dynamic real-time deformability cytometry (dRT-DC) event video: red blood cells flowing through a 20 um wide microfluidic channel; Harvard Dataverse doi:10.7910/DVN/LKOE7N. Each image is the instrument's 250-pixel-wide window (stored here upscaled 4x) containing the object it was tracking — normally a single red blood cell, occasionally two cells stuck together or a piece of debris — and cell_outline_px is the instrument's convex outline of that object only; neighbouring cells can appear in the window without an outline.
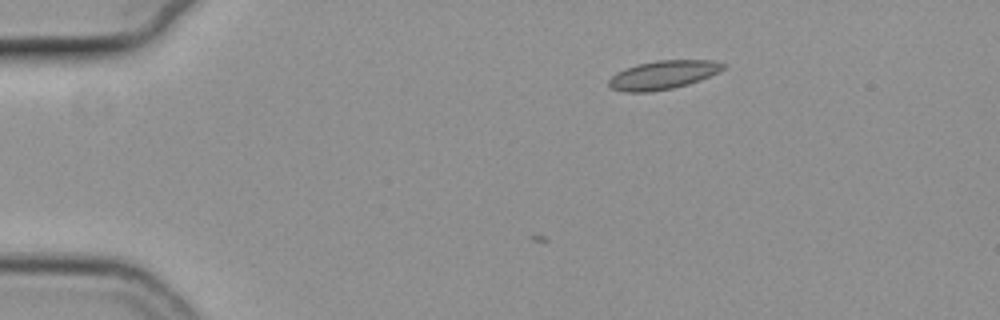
{"species": "common noctule bat (a hibernating species)", "species_latin": "Nyctalus noctula", "temperature_condition": "cold", "stored_images_in_passage": 6, "camera_frame_rate_fps": 3000, "um_per_image_px": 0.085, "animal": {"sex": "female", "body_mass_g": 19.3, "forearm_length_mm": 54.1}, "frame": {"image": 1, "passage_image": 6, "time_ms": 1.667, "image_size_px": [1000, 320], "cell_outline_px": [[728, 64], [724, 68], [700, 80], [688, 84], [672, 88], [648, 92], [624, 92], [612, 88], [608, 84], [608, 80], [616, 72], [624, 68], [636, 64], [656, 60], [716, 60]], "centroid_in_image_um": [56.34, 6.35], "position_along_channel_um": 28.7, "area_um2": 19.13}}